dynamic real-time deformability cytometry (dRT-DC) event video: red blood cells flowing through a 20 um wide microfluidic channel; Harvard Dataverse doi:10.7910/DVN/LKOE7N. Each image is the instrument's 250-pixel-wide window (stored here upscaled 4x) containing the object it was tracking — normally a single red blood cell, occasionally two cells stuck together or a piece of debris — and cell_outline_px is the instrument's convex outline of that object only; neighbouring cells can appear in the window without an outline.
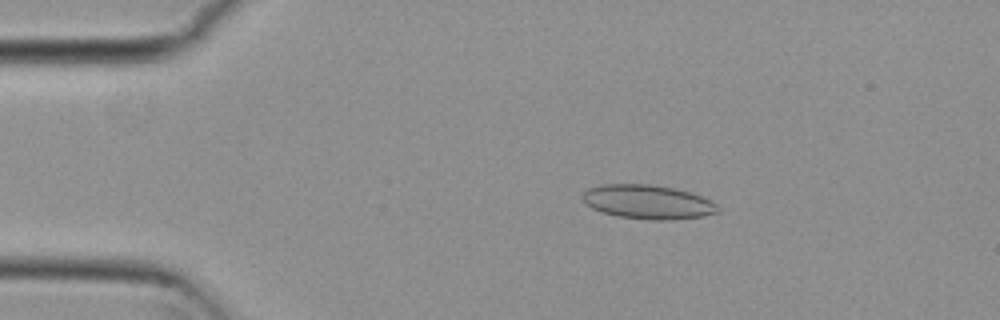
{"species": "common noctule bat (a hibernating species)", "species_latin": "Nyctalus noctula", "temperature_condition": "cold", "stored_images_in_passage": 53, "camera_frame_rate_fps": 3000, "um_per_image_px": 0.085, "animal": {"sex": "female", "body_mass_g": 29.2, "forearm_length_mm": 56.3}, "frame": {"image": 1, "passage_image": 9, "time_ms": 2.667, "image_size_px": [1000, 320], "cell_outline_px": [[720, 212], [704, 216], [672, 220], [652, 220], [616, 216], [600, 212], [584, 204], [580, 196], [588, 188], [600, 184], [652, 184], [692, 192], [716, 204], [720, 208]], "centroid_in_image_um": [55.02, 17.17], "position_along_channel_um": 30.0, "area_um2": 27.22}}
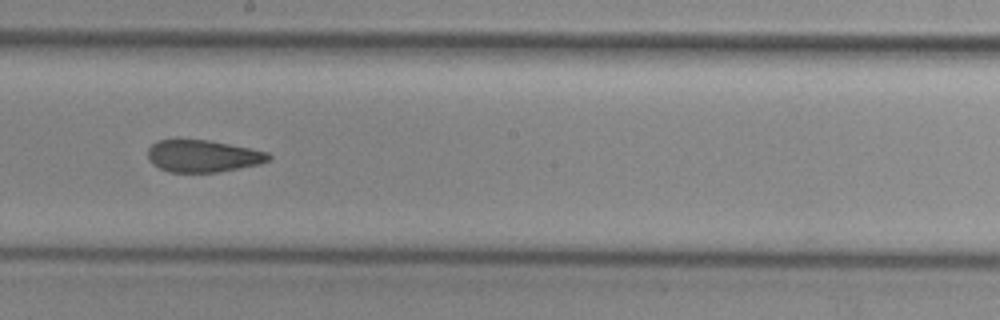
{"frame": {"image": 2, "passage_image": 29, "time_ms": 9.333, "image_size_px": [1000, 320], "cell_outline_px": [[272, 160], [260, 164], [240, 168], [216, 172], [168, 172], [152, 164], [148, 160], [148, 148], [156, 140], [176, 136], [208, 140], [268, 152], [272, 156]], "centroid_in_image_um": [17.19, 13.22], "position_along_channel_um": 231.0, "area_um2": 23.35}}
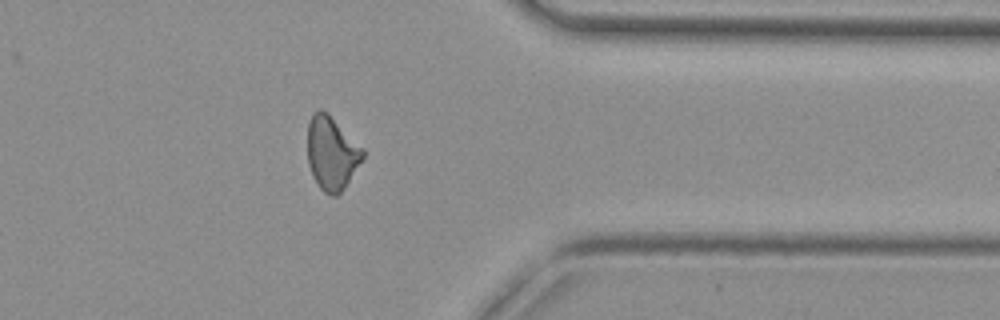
{"frame": {"image": 3, "passage_image": 42, "time_ms": 13.667, "image_size_px": [1000, 320], "cell_outline_px": [[364, 156], [344, 188], [336, 196], [332, 196], [324, 192], [320, 188], [312, 176], [308, 164], [308, 120], [312, 112], [320, 108], [328, 112], [364, 148]], "centroid_in_image_um": [28.18, 12.97], "position_along_channel_um": 383.2, "area_um2": 23.87}, "authors_computed_cell_mechanics": {"area_um2": 23.9292, "velocity_mm_per_s": 3.8131, "shape_relaxation_time_tau1_ms": null, "shape_relaxation_time_tau2_ms": 2.1925, "deformation_change_tau1": null, "deformation_change_tau2": 0.0881}}